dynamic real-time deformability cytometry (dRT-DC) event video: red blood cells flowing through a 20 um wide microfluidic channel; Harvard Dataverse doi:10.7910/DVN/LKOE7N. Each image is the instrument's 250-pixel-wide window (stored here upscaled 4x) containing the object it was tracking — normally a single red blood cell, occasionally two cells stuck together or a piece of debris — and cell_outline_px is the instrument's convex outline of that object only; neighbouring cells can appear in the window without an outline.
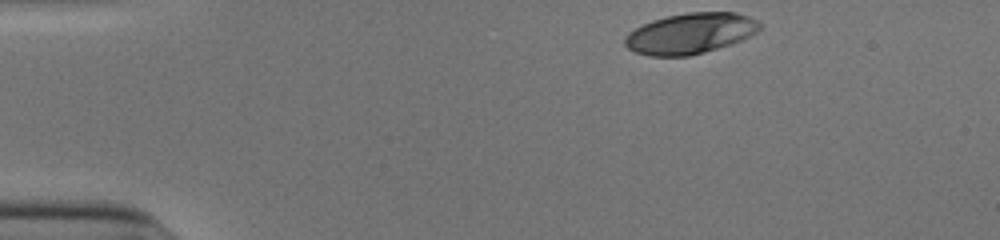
{"species": "human", "species_latin": "Homo sapiens", "temperature_condition": "cold", "stored_images_in_passage": 35, "camera_frame_rate_fps": 3000, "um_per_image_px": 0.085, "donor": {"sex": "male"}, "frame": {"image": 1, "passage_image": 1, "time_ms": 0.0, "image_size_px": [1000, 240], "cell_outline_px": [[764, 24], [756, 32], [732, 44], [704, 52], [688, 56], [648, 56], [636, 52], [628, 48], [624, 44], [624, 36], [628, 32], [652, 20], [668, 16], [688, 12], [736, 12], [748, 16]], "centroid_in_image_um": [58.67, 2.84], "position_along_channel_um": 26.3, "area_um2": 31.96}}
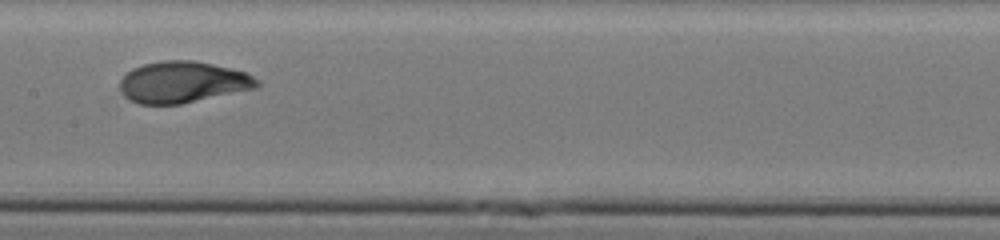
{"frame": {"image": 2, "passage_image": 20, "time_ms": 6.333, "image_size_px": [1000, 240], "cell_outline_px": [[260, 84], [256, 88], [180, 104], [136, 104], [128, 100], [124, 96], [120, 88], [120, 80], [132, 68], [144, 64], [160, 60], [192, 60], [212, 64], [244, 72], [260, 80]], "centroid_in_image_um": [15.5, 6.98], "position_along_channel_um": 191.9, "area_um2": 33.0}}
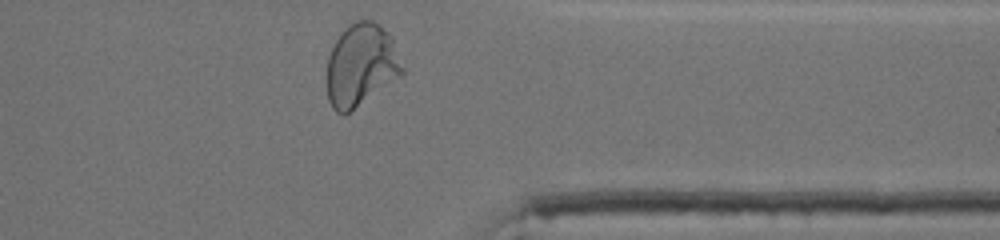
{"frame": {"image": 3, "passage_image": 35, "time_ms": 11.333, "image_size_px": [1000, 240], "cell_outline_px": [[404, 72], [400, 76], [352, 112], [344, 116], [336, 112], [332, 108], [328, 100], [324, 80], [324, 76], [328, 56], [340, 32], [344, 28], [356, 20], [372, 20], [380, 24], [392, 36], [404, 68]], "centroid_in_image_um": [30.65, 5.57], "position_along_channel_um": 380.8, "area_um2": 37.34}, "authors_computed_cell_mechanics": {"area_um2": 32.5414, "velocity_mm_per_s": 3.8939, "shape_relaxation_time_tau1_ms": 4.8115, "shape_relaxation_time_tau2_ms": null, "deformation_change_tau1": 0.2167, "deformation_change_tau2": null}}